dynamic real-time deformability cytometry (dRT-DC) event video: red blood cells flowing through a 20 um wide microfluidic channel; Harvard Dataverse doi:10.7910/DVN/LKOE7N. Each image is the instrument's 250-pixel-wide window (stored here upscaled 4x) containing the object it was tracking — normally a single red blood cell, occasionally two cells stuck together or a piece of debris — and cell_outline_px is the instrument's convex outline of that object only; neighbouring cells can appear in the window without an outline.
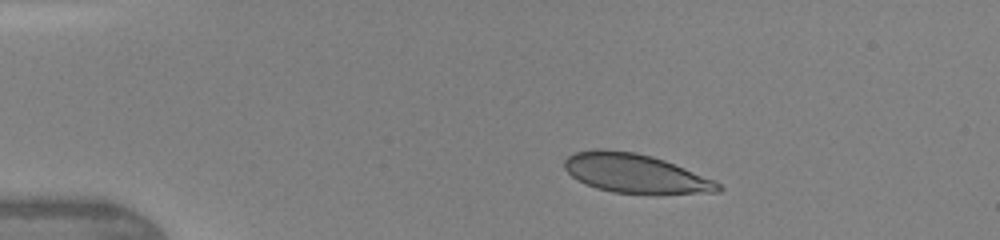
{"species": "human", "species_latin": "Homo sapiens", "temperature_condition": "warm", "stored_images_in_passage": 38, "camera_frame_rate_fps": 3000, "um_per_image_px": 0.085, "donor": {"sex": "female"}, "frame": {"image": 1, "passage_image": 1, "time_ms": 0.0, "image_size_px": [1000, 240], "cell_outline_px": [[724, 188], [720, 192], [660, 196], [612, 192], [596, 188], [572, 176], [564, 168], [564, 160], [568, 156], [576, 152], [596, 148], [600, 148], [636, 152], [652, 156], [664, 160], [684, 168], [712, 180], [720, 184]], "centroid_in_image_um": [54.04, 14.77], "position_along_channel_um": 31.0, "area_um2": 35.6}}
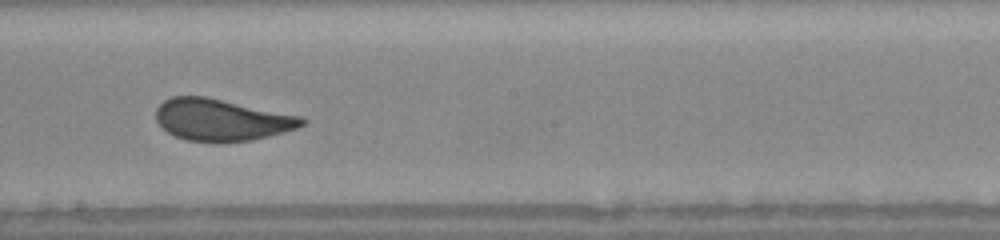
{"frame": {"image": 2, "passage_image": 19, "time_ms": 6.0, "image_size_px": [1000, 240], "cell_outline_px": [[308, 120], [304, 124], [296, 128], [268, 136], [252, 140], [216, 144], [184, 140], [168, 132], [156, 120], [156, 108], [164, 100], [172, 96], [204, 96], [304, 116]], "centroid_in_image_um": [18.84, 10.2], "position_along_channel_um": 229.4, "area_um2": 36.01}}
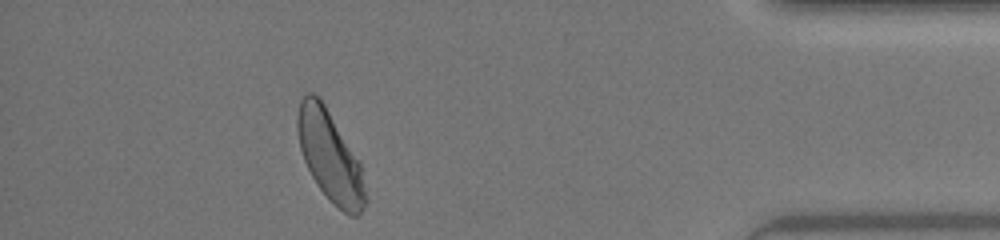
{"frame": {"image": 3, "passage_image": 34, "time_ms": 11.0, "image_size_px": [1000, 240], "cell_outline_px": [[368, 200], [364, 208], [356, 216], [348, 216], [332, 204], [320, 188], [312, 176], [304, 160], [300, 148], [296, 128], [296, 116], [300, 100], [308, 92], [312, 92], [320, 96], [360, 164]], "centroid_in_image_um": [28.04, 13.29], "position_along_channel_um": 407.2, "area_um2": 35.72}, "authors_computed_cell_mechanics": {"area_um2": 35.6337, "velocity_mm_per_s": 4.3606, "shape_relaxation_time_tau1_ms": 4.7304, "shape_relaxation_time_tau2_ms": null, "deformation_change_tau1": 0.1589, "deformation_change_tau2": null}}